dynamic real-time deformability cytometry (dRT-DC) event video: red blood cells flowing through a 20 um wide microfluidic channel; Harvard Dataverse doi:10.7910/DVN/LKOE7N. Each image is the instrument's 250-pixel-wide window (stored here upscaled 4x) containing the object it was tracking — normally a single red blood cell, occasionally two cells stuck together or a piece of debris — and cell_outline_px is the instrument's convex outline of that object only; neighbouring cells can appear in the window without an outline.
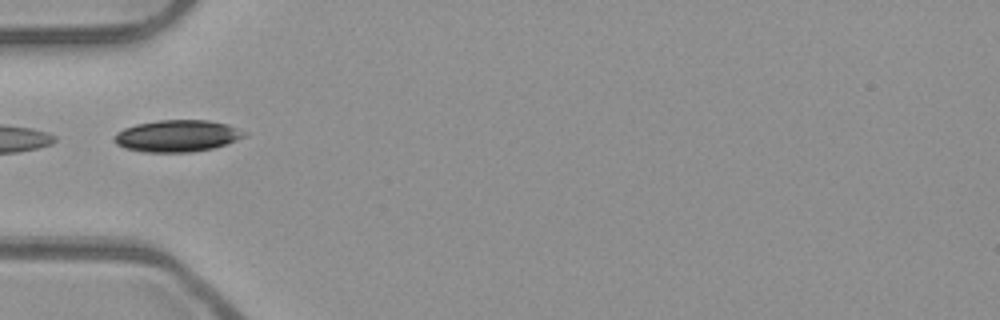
{"species": "common noctule bat (a hibernating species)", "species_latin": "Nyctalus noctula", "temperature_condition": "room temperature", "stored_images_in_passage": 3, "camera_frame_rate_fps": 3000, "um_per_image_px": 0.085, "animal": {"sex": "male", "body_mass_g": 23.1, "forearm_length_mm": 52.7}, "frame": {"image": 1, "passage_image": 1, "time_ms": 0.0, "image_size_px": [1000, 320], "cell_outline_px": [[248, 136], [212, 148], [192, 152], [144, 152], [124, 148], [116, 144], [112, 140], [116, 132], [124, 128], [136, 124], [160, 120], [208, 120], [228, 124], [248, 132]], "centroid_in_image_um": [15.06, 11.55], "position_along_channel_um": 69.9, "area_um2": 24.28}}